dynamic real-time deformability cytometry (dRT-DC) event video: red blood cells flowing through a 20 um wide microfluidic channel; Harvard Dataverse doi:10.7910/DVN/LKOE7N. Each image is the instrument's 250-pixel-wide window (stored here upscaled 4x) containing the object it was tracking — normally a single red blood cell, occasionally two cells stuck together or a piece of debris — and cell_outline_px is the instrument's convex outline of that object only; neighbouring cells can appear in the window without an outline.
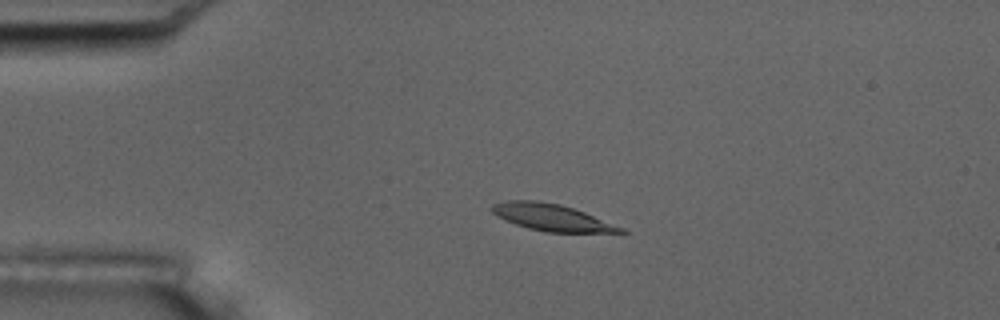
{"species": "common noctule bat (a hibernating species)", "species_latin": "Nyctalus noctula", "temperature_condition": "room temperature", "stored_images_in_passage": 4, "camera_frame_rate_fps": 3000, "um_per_image_px": 0.085, "animal": {"sex": "male", "body_mass_g": 17.5, "forearm_length_mm": 52.3}, "frame": {"image": 1, "passage_image": 3, "time_ms": 0.667, "image_size_px": [1000, 320], "cell_outline_px": [[628, 232], [544, 232], [528, 228], [504, 220], [496, 216], [488, 208], [492, 204], [508, 200], [536, 200], [560, 204], [584, 212], [624, 228]], "centroid_in_image_um": [46.82, 18.47], "position_along_channel_um": 38.2, "area_um2": 20.0}}